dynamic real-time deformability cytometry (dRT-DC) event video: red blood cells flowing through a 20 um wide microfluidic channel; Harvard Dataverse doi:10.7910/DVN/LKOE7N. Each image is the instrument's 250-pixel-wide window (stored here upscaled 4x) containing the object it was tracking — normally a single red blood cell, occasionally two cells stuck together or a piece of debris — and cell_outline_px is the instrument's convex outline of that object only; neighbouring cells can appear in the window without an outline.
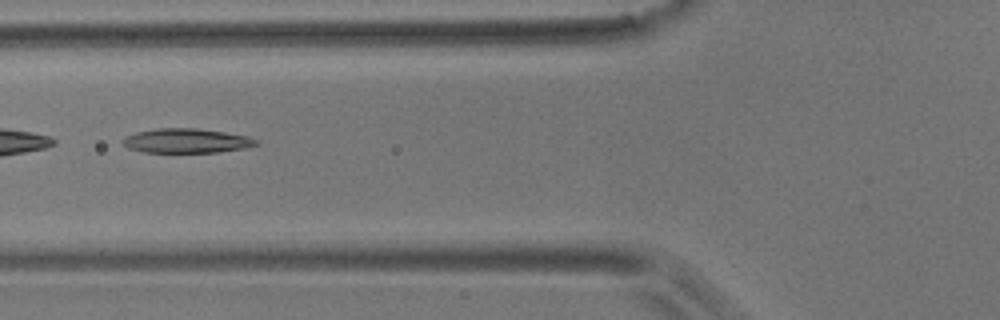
{"species": "common noctule bat (a hibernating species)", "species_latin": "Nyctalus noctula", "temperature_condition": "room temperature", "stored_images_in_passage": 24, "camera_frame_rate_fps": 3000, "um_per_image_px": 0.085, "animal": {"sex": "male", "body_mass_g": 17.9}, "frame": {"image": 1, "passage_image": 21, "time_ms": 6.667, "image_size_px": [1000, 320], "cell_outline_px": [[260, 144], [244, 148], [220, 152], [144, 152], [128, 148], [120, 140], [124, 136], [136, 132], [156, 128], [196, 128], [224, 132], [248, 136], [260, 140]], "centroid_in_image_um": [15.86, 11.96], "position_along_channel_um": 109.9, "area_um2": 19.13}}